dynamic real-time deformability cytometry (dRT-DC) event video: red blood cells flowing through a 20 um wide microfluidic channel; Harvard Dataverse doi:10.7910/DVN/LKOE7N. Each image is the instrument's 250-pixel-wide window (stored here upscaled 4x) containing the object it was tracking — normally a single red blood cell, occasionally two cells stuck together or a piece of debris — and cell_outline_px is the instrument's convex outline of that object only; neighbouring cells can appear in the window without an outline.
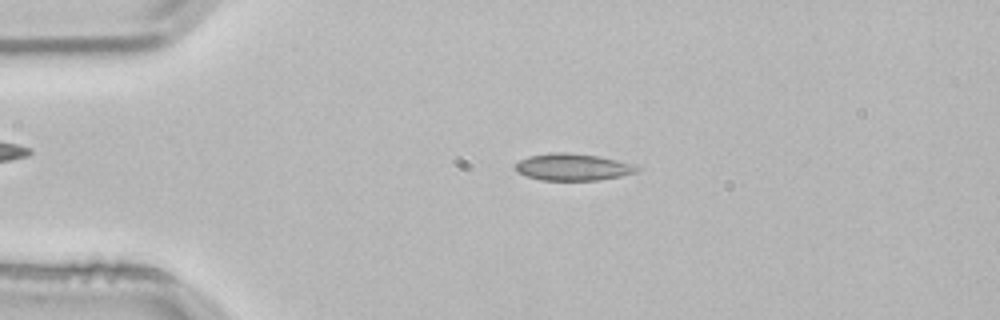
{"species": "common noctule bat (a hibernating species)", "species_latin": "Nyctalus noctula", "temperature_condition": "room temperature", "stored_images_in_passage": 6, "camera_frame_rate_fps": 3000, "um_per_image_px": 0.085, "animal": {"sex": "male", "body_mass_g": 21.5, "forearm_length_mm": 52.0}, "frame": {"image": 1, "passage_image": 6, "time_ms": 1.667, "image_size_px": [1000, 320], "cell_outline_px": [[640, 168], [636, 172], [620, 176], [600, 180], [540, 180], [516, 172], [516, 164], [520, 160], [528, 156], [548, 152], [564, 152], [600, 156], [632, 164]], "centroid_in_image_um": [48.66, 14.19], "position_along_channel_um": 36.3, "area_um2": 19.02}}